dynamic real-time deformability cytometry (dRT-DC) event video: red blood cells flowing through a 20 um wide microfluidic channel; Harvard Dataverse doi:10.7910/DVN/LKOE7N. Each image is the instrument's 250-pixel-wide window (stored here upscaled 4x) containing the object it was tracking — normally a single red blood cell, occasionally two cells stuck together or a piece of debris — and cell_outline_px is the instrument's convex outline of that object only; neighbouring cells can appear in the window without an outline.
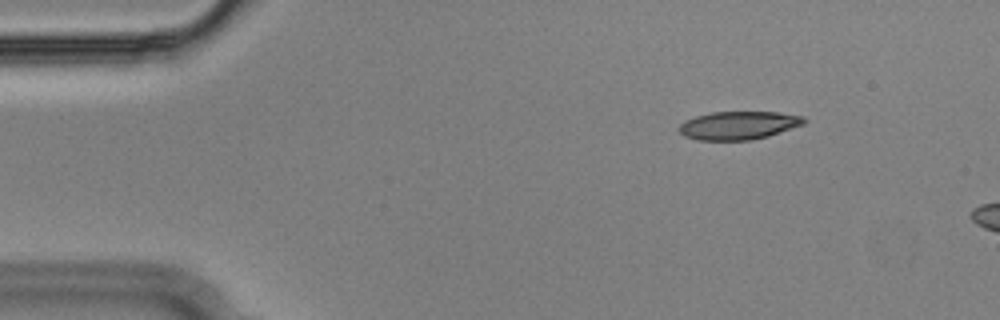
{"species": "Egyptian fruit bat (a non-hibernating species)", "species_latin": "Rousettus aegyptiacus", "temperature_condition": "cold", "stored_images_in_passage": 15, "camera_frame_rate_fps": 3000, "um_per_image_px": 0.085, "animal": {"sex": "male"}, "frame": {"image": 1, "passage_image": 7, "time_ms": 2.0, "image_size_px": [1000, 320], "cell_outline_px": [[808, 120], [804, 124], [768, 136], [752, 140], [696, 140], [684, 136], [676, 128], [684, 120], [696, 116], [712, 112], [776, 112], [804, 116]], "centroid_in_image_um": [62.76, 10.66], "position_along_channel_um": 22.2, "area_um2": 20.69}}